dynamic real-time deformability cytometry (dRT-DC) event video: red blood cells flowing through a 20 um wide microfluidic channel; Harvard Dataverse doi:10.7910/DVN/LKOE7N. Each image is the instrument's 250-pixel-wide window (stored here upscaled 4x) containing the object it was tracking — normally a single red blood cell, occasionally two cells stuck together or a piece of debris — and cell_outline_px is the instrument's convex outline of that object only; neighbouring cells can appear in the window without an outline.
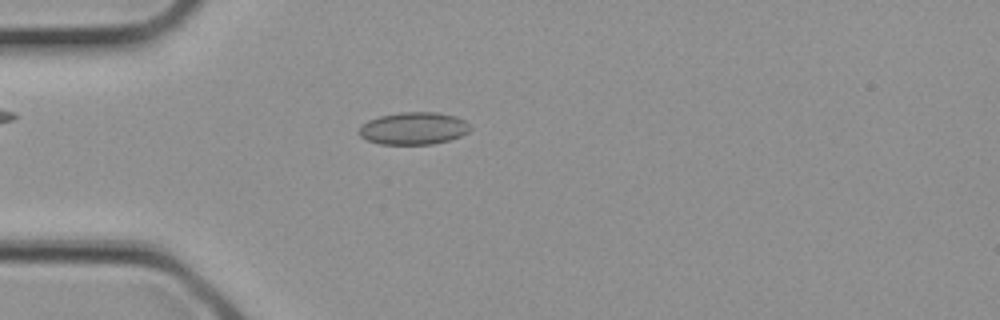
{"species": "common noctule bat (a hibernating species)", "species_latin": "Nyctalus noctula", "temperature_condition": "cold", "stored_images_in_passage": 2, "camera_frame_rate_fps": 3000, "um_per_image_px": 0.085, "animal": {"sex": "female", "body_mass_g": 21.9}, "frame": {"image": 1, "passage_image": 2, "time_ms": 0.333, "image_size_px": [1000, 320], "cell_outline_px": [[472, 128], [468, 132], [460, 136], [448, 140], [432, 144], [380, 144], [368, 140], [360, 136], [360, 128], [368, 120], [380, 116], [400, 112], [436, 112], [456, 116], [464, 120]], "centroid_in_image_um": [35.18, 10.91], "position_along_channel_um": 49.8, "area_um2": 20.81}}